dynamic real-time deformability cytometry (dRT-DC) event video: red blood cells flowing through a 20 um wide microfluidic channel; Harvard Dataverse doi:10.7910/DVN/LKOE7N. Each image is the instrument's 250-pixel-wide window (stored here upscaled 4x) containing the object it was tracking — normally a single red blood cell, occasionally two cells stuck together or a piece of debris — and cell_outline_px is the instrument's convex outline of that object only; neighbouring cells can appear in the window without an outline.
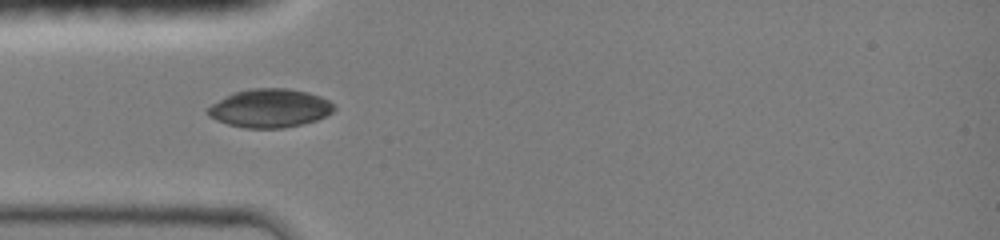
{"species": "common noctule bat (a hibernating species)", "species_latin": "Nyctalus noctula", "temperature_condition": "room temperature", "stored_images_in_passage": 33, "camera_frame_rate_fps": 3000, "um_per_image_px": 0.085, "animal": {"sex": "female", "body_mass_g": 19.0, "forearm_length_mm": 51.5}, "frame": {"image": 1, "passage_image": 1, "time_ms": 0.0, "image_size_px": [1000, 240], "cell_outline_px": [[336, 108], [332, 112], [316, 120], [284, 128], [244, 128], [228, 124], [216, 120], [208, 116], [204, 108], [236, 92], [248, 88], [288, 88], [308, 92], [320, 96], [328, 100]], "centroid_in_image_um": [22.91, 9.2], "position_along_channel_um": 62.1, "area_um2": 28.26}}
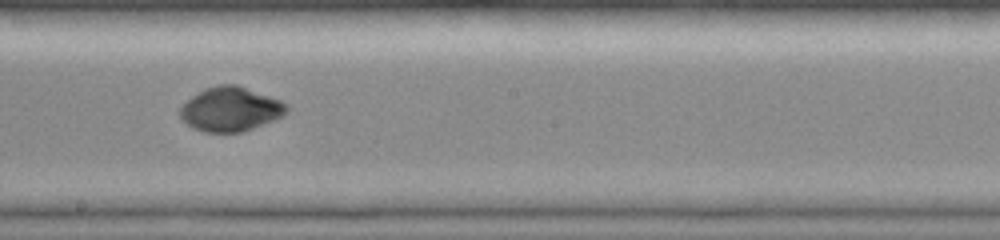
{"frame": {"image": 2, "passage_image": 13, "time_ms": 4.0, "image_size_px": [1000, 240], "cell_outline_px": [[288, 108], [280, 116], [272, 120], [244, 132], [204, 132], [192, 128], [180, 116], [180, 108], [192, 96], [204, 88], [216, 84], [236, 84], [280, 100], [288, 104]], "centroid_in_image_um": [19.57, 9.27], "position_along_channel_um": 228.6, "area_um2": 27.22}}
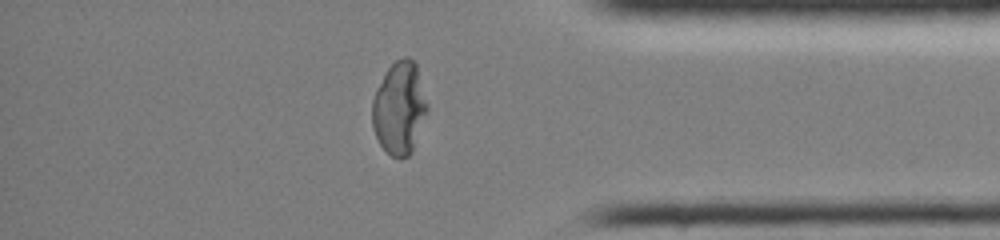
{"frame": {"image": 3, "passage_image": 26, "time_ms": 8.333, "image_size_px": [1000, 240], "cell_outline_px": [[428, 108], [412, 152], [408, 156], [400, 160], [392, 156], [380, 144], [372, 128], [372, 100], [376, 88], [388, 68], [396, 60], [404, 56], [408, 56], [416, 60], [428, 104]], "centroid_in_image_um": [33.95, 9.16], "position_along_channel_um": 401.2, "area_um2": 30.0}, "authors_computed_cell_mechanics": {"area_um2": 27.6862, "velocity_mm_per_s": 4.1781, "shape_relaxation_time_tau1_ms": 9.1837, "shape_relaxation_time_tau2_ms": null, "deformation_change_tau1": 0.2485, "deformation_change_tau2": null}}